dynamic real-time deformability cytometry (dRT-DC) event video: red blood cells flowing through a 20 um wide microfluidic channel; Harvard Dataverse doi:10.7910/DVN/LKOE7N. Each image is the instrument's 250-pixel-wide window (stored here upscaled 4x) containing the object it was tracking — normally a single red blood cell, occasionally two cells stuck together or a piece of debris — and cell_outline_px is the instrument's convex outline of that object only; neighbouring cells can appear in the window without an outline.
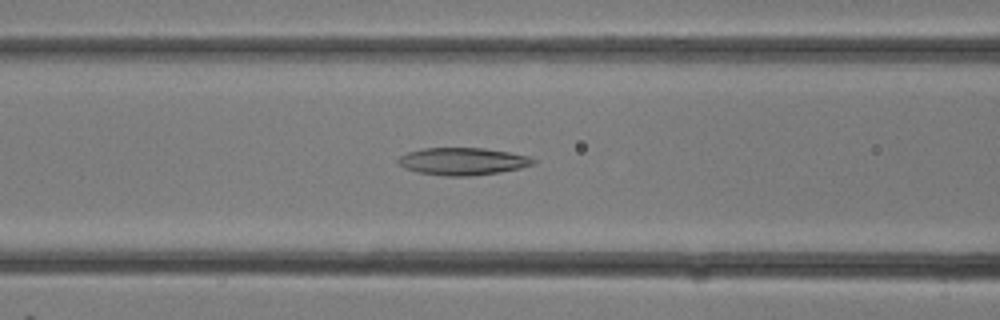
{"species": "common noctule bat (a hibernating species)", "species_latin": "Nyctalus noctula", "temperature_condition": "room temperature", "stored_images_in_passage": 13, "camera_frame_rate_fps": 3000, "um_per_image_px": 0.085, "animal": {"sex": "female"}, "frame": {"image": 1, "passage_image": 11, "time_ms": 3.333, "image_size_px": [1000, 320], "cell_outline_px": [[536, 164], [520, 168], [500, 172], [472, 176], [444, 176], [416, 172], [404, 168], [396, 160], [400, 156], [408, 152], [424, 148], [484, 148], [508, 152], [528, 156], [536, 160]], "centroid_in_image_um": [39.33, 13.72], "position_along_channel_um": 127.3, "area_um2": 21.62}}
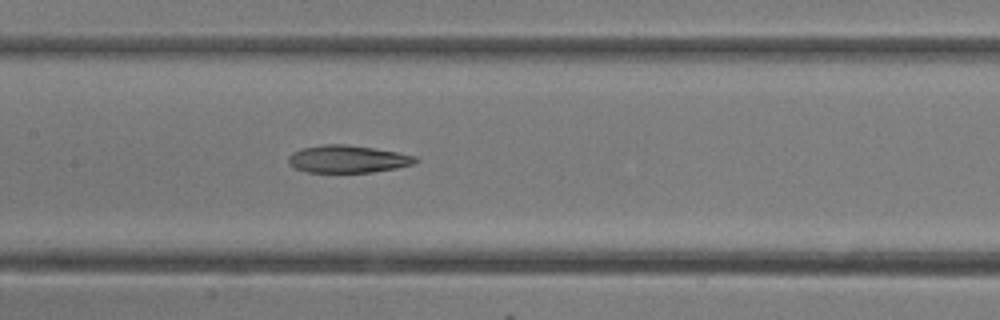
{"frame": {"image": 2, "passage_image": 13, "time_ms": 4.0, "image_size_px": [1000, 320], "cell_outline_px": [[420, 160], [412, 164], [396, 168], [372, 172], [308, 172], [296, 168], [288, 164], [288, 156], [292, 152], [300, 148], [324, 144], [344, 144], [376, 148], [416, 156]], "centroid_in_image_um": [29.53, 13.51], "position_along_channel_um": 177.9, "area_um2": 20.4}}